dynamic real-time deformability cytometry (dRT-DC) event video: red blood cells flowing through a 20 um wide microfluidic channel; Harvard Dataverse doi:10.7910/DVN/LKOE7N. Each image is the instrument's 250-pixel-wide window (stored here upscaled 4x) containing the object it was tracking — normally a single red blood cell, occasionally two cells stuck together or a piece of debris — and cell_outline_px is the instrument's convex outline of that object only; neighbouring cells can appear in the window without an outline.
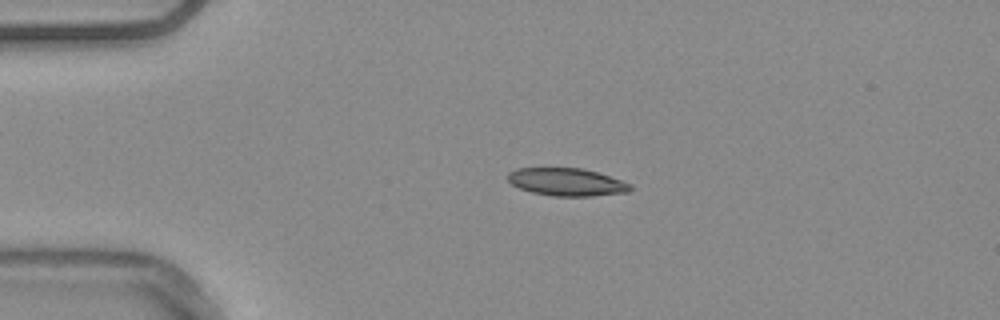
{"species": "common noctule bat (a hibernating species)", "species_latin": "Nyctalus noctula", "temperature_condition": "warm", "stored_images_in_passage": 54, "camera_frame_rate_fps": 3000, "um_per_image_px": 0.085, "animal": {"sex": "male", "body_mass_g": 20.4}, "frame": {"image": 1, "passage_image": 12, "time_ms": 3.667, "image_size_px": [1000, 320], "cell_outline_px": [[632, 188], [628, 192], [592, 196], [552, 196], [532, 192], [520, 188], [512, 184], [508, 180], [508, 172], [516, 168], [580, 168], [596, 172], [632, 184]], "centroid_in_image_um": [48.16, 15.47], "position_along_channel_um": 36.8, "area_um2": 19.65}}
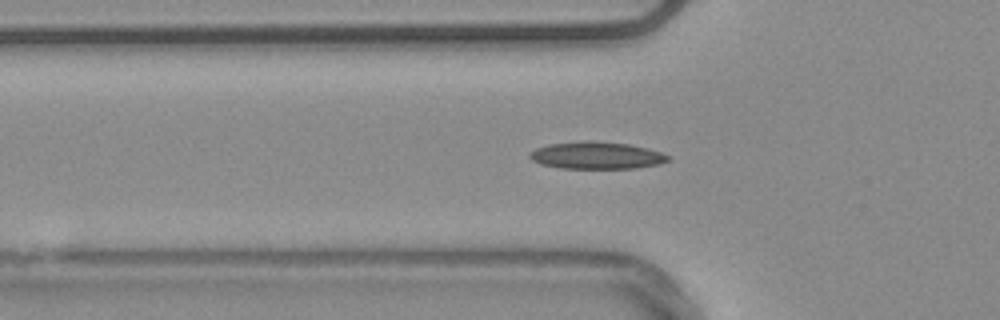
{"frame": {"image": 2, "passage_image": 18, "time_ms": 5.667, "image_size_px": [1000, 320], "cell_outline_px": [[672, 160], [660, 164], [636, 168], [560, 168], [540, 164], [532, 160], [528, 156], [528, 152], [536, 148], [548, 144], [584, 140], [592, 140], [628, 144], [660, 152], [668, 156]], "centroid_in_image_um": [50.66, 13.21], "position_along_channel_um": 75.1, "area_um2": 22.02}}
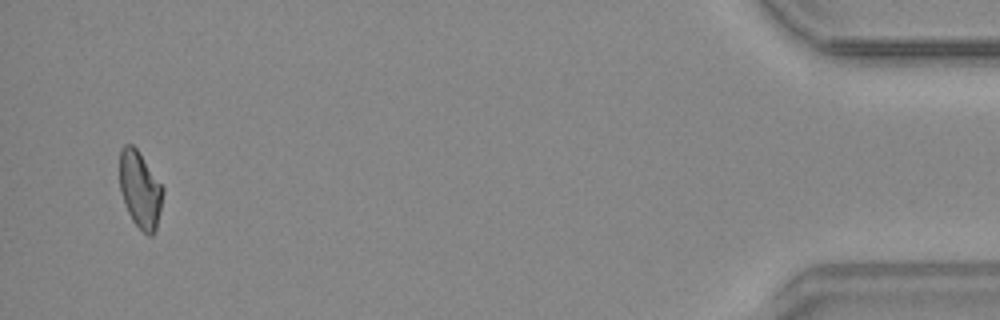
{"frame": {"image": 3, "passage_image": 52, "time_ms": 17.0, "image_size_px": [1000, 320], "cell_outline_px": [[164, 192], [156, 228], [152, 236], [148, 236], [132, 220], [128, 212], [120, 192], [120, 148], [124, 144], [132, 144], [136, 148], [164, 188]], "centroid_in_image_um": [11.9, 16.11], "position_along_channel_um": 423.3, "area_um2": 19.19}}